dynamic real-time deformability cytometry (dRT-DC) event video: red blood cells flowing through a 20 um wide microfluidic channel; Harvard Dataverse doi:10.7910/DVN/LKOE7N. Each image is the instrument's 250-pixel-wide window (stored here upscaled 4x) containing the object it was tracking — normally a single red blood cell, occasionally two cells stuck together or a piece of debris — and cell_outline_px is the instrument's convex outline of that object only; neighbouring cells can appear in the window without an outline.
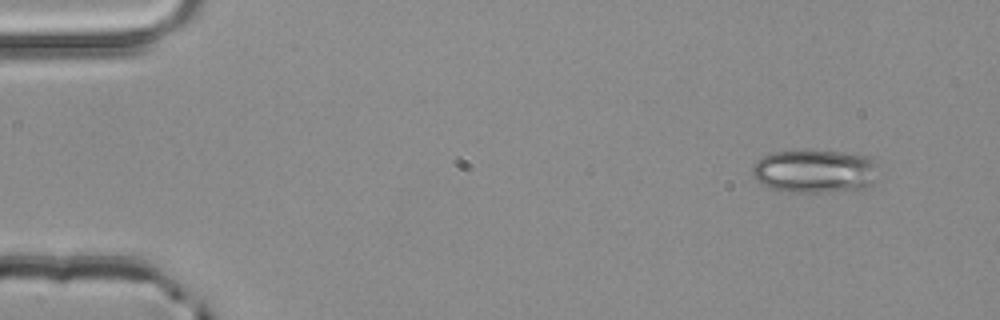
{"species": "common noctule bat (a hibernating species)", "species_latin": "Nyctalus noctula", "temperature_condition": "room temperature", "stored_images_in_passage": 3, "camera_frame_rate_fps": 3000, "um_per_image_px": 0.085, "animal": {"sex": "male", "body_mass_g": 20.4}, "frame": {"image": 1, "passage_image": 1, "time_ms": 0.0, "image_size_px": [1000, 320], "cell_outline_px": [[880, 180], [864, 188], [820, 192], [788, 192], [772, 188], [760, 184], [752, 176], [752, 164], [764, 156], [772, 152], [840, 152], [868, 156], [876, 164]], "centroid_in_image_um": [69.28, 14.58], "position_along_channel_um": 15.7, "area_um2": 31.73}}